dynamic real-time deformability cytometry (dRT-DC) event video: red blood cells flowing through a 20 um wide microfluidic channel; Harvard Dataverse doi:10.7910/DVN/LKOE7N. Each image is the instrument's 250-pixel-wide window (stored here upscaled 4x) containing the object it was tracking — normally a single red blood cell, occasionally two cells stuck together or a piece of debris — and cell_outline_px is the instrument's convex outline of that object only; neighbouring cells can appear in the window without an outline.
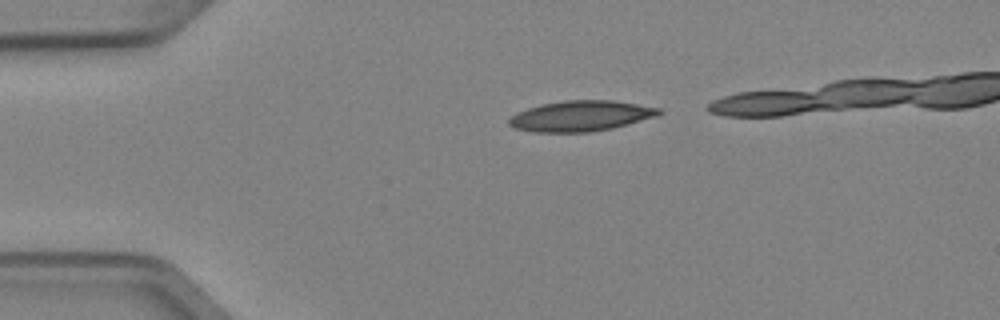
{"species": "Egyptian fruit bat (a non-hibernating species)", "species_latin": "Rousettus aegyptiacus", "temperature_condition": "cold", "stored_images_in_passage": 3, "camera_frame_rate_fps": 3000, "um_per_image_px": 0.085, "animal": {"sex": "female"}, "frame": {"image": 1, "passage_image": 1, "time_ms": 0.0, "image_size_px": [1000, 320], "cell_outline_px": [[664, 112], [656, 116], [612, 128], [588, 132], [532, 132], [516, 128], [508, 124], [508, 120], [516, 112], [540, 104], [564, 100], [612, 100], [660, 108]], "centroid_in_image_um": [49.34, 9.85], "position_along_channel_um": 35.7, "area_um2": 26.59}}